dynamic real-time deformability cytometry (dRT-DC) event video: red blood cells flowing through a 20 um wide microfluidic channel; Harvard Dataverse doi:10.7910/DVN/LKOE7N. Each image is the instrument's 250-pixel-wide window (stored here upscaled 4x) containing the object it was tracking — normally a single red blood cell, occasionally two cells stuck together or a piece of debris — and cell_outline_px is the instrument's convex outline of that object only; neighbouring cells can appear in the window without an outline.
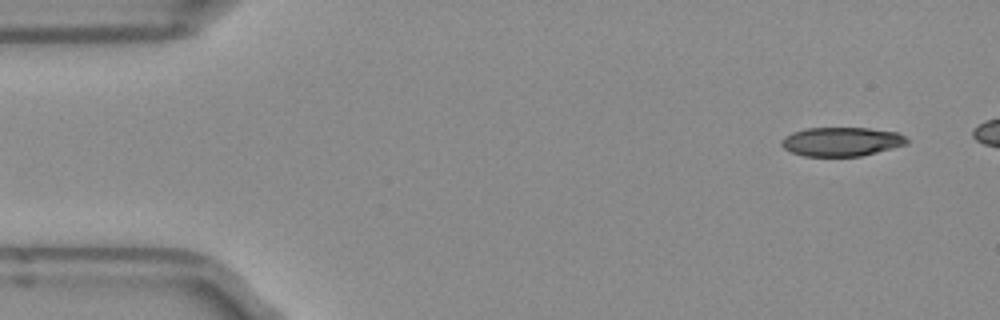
{"species": "Egyptian fruit bat (a non-hibernating species)", "species_latin": "Rousettus aegyptiacus", "temperature_condition": "room temperature", "stored_images_in_passage": 31, "camera_frame_rate_fps": 3000, "um_per_image_px": 0.085, "frame": {"image": 1, "passage_image": 1, "time_ms": 0.0, "image_size_px": [1000, 320], "cell_outline_px": [[908, 144], [860, 156], [804, 156], [792, 152], [784, 148], [780, 144], [780, 140], [784, 136], [792, 132], [804, 128], [868, 128], [896, 132], [904, 136], [908, 140]], "centroid_in_image_um": [71.49, 12.03], "position_along_channel_um": 13.5, "area_um2": 21.15}}
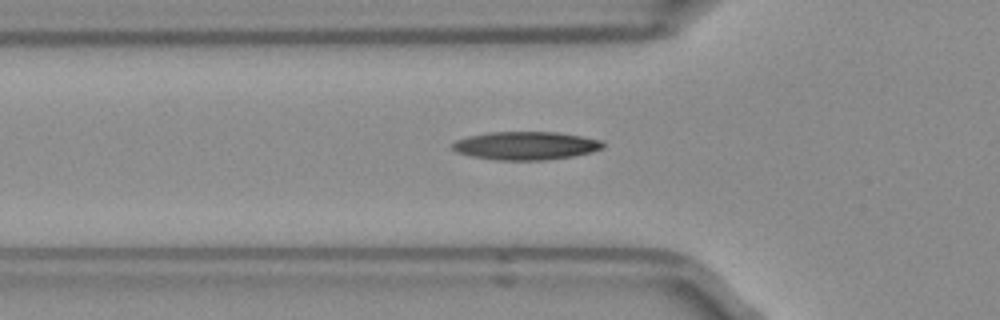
{"frame": {"image": 2, "passage_image": 14, "time_ms": 4.333, "image_size_px": [1000, 320], "cell_outline_px": [[604, 148], [592, 152], [572, 156], [544, 160], [496, 160], [472, 156], [456, 152], [452, 148], [452, 144], [456, 140], [468, 136], [488, 132], [556, 132], [604, 140]], "centroid_in_image_um": [44.7, 12.38], "position_along_channel_um": 81.1, "area_um2": 24.8}}
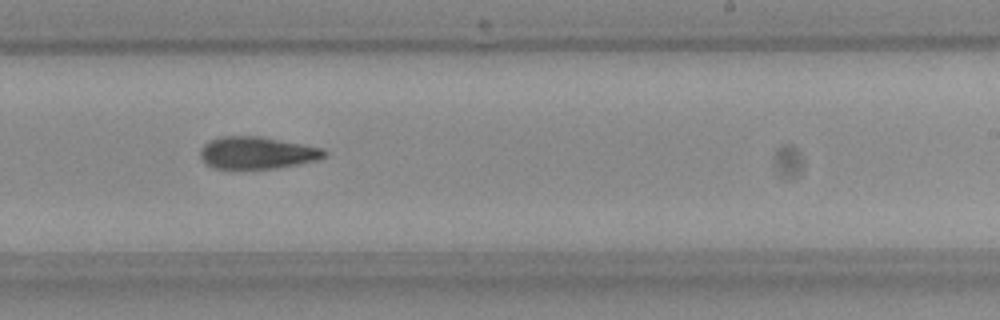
{"frame": {"image": 3, "passage_image": 28, "time_ms": 9.0, "image_size_px": [1000, 320], "cell_outline_px": [[328, 156], [320, 160], [300, 164], [276, 168], [216, 168], [208, 164], [200, 156], [200, 148], [208, 140], [220, 136], [260, 136], [324, 148], [328, 152]], "centroid_in_image_um": [21.91, 12.98], "position_along_channel_um": 267.1, "area_um2": 23.41}}